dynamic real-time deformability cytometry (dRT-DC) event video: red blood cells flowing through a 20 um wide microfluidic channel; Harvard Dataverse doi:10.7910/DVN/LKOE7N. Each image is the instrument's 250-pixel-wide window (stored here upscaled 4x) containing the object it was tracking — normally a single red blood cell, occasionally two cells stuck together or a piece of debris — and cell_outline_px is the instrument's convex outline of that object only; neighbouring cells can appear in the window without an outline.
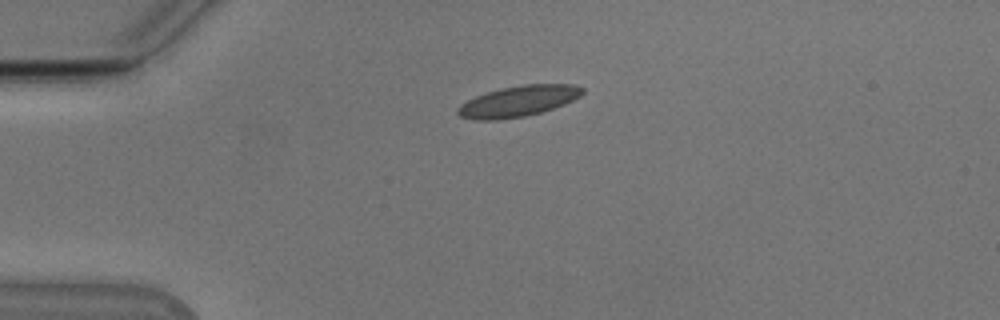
{"species": "Egyptian fruit bat (a non-hibernating species)", "species_latin": "Rousettus aegyptiacus", "temperature_condition": "cold", "stored_images_in_passage": 42, "camera_frame_rate_fps": 3000, "um_per_image_px": 0.085, "animal": {"sex": "male"}, "frame": {"image": 1, "passage_image": 1, "time_ms": 0.0, "image_size_px": [1000, 320], "cell_outline_px": [[584, 92], [580, 96], [564, 104], [540, 112], [524, 116], [496, 120], [472, 120], [460, 116], [456, 112], [456, 108], [460, 104], [476, 96], [500, 88], [524, 84], [576, 84], [584, 88]], "centroid_in_image_um": [44.04, 8.6], "position_along_channel_um": 41.0, "area_um2": 22.37}}
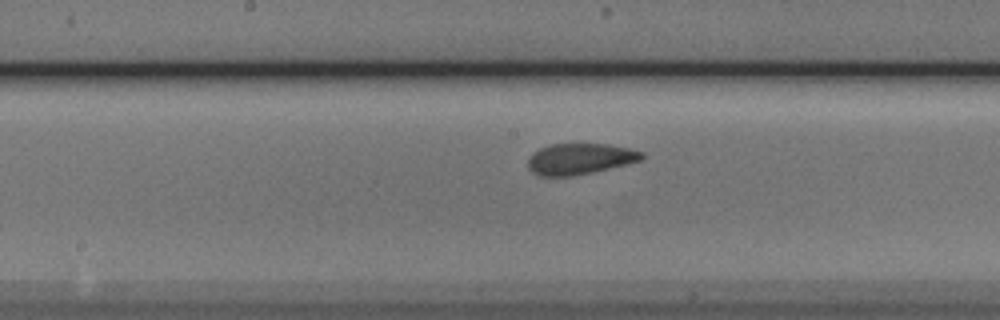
{"frame": {"image": 2, "passage_image": 16, "time_ms": 5.0, "image_size_px": [1000, 320], "cell_outline_px": [[644, 156], [640, 160], [624, 164], [588, 172], [568, 176], [540, 176], [532, 172], [528, 168], [528, 160], [532, 152], [548, 144], [604, 144], [628, 148], [644, 152]], "centroid_in_image_um": [49.22, 13.49], "position_along_channel_um": 199.0, "area_um2": 20.17}}
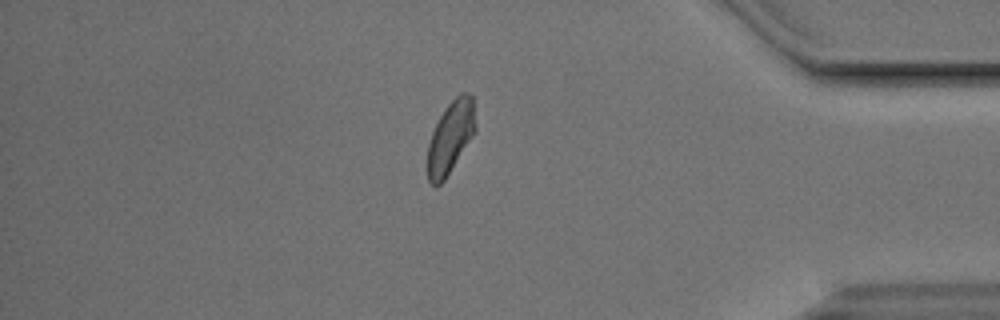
{"frame": {"image": 3, "passage_image": 34, "time_ms": 11.0, "image_size_px": [1000, 320], "cell_outline_px": [[476, 132], [444, 180], [440, 184], [432, 184], [428, 180], [428, 144], [432, 132], [444, 108], [460, 92], [468, 92], [472, 96], [476, 128]], "centroid_in_image_um": [38.31, 11.63], "position_along_channel_um": 396.9, "area_um2": 20.0}, "authors_computed_cell_mechanics": {"area_um2": 20.7213, "velocity_mm_per_s": 3.8071, "shape_relaxation_time_tau1_ms": 4.9086, "shape_relaxation_time_tau2_ms": 1.2687, "deformation_change_tau1": 0.1129, "deformation_change_tau2": 0.0588}}